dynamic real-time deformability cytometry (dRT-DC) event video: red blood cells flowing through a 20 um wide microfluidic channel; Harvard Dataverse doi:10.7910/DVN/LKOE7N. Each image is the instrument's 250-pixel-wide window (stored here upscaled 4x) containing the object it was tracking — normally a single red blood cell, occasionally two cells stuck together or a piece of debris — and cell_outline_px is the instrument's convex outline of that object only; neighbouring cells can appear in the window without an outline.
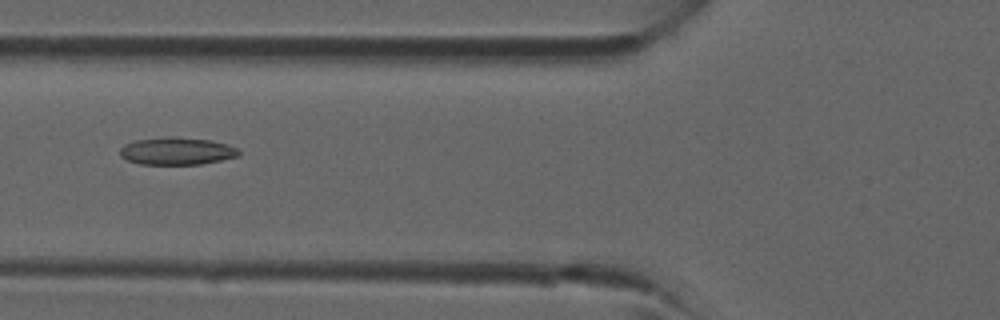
{"species": "common noctule bat (a hibernating species)", "species_latin": "Nyctalus noctula", "temperature_condition": "room temperature", "stored_images_in_passage": 5, "camera_frame_rate_fps": 3000, "um_per_image_px": 0.085, "animal": {"sex": "male", "forearm_length_mm": 52.5}, "frame": {"image": 1, "passage_image": 4, "time_ms": 4.333, "image_size_px": [1000, 320], "cell_outline_px": [[240, 156], [200, 164], [140, 164], [128, 160], [120, 156], [120, 148], [124, 144], [136, 140], [168, 136], [172, 136], [212, 140], [228, 144], [236, 148], [240, 152]], "centroid_in_image_um": [15.03, 12.83], "position_along_channel_um": 110.8, "area_um2": 19.07}}
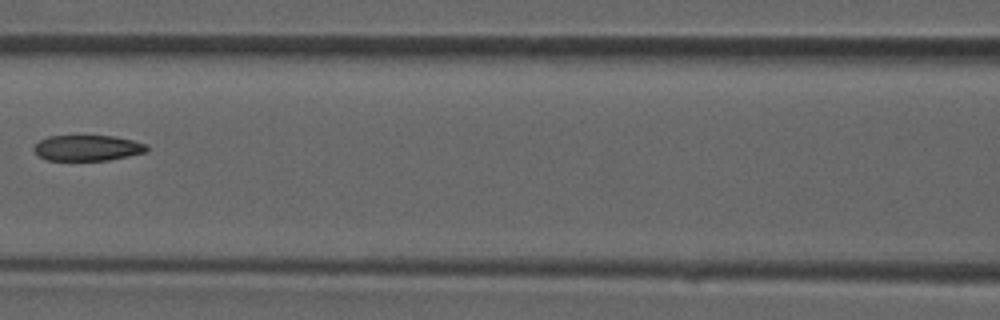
{"frame": {"image": 2, "passage_image": 5, "time_ms": 5.333, "image_size_px": [1000, 320], "cell_outline_px": [[148, 152], [108, 160], [44, 160], [32, 148], [40, 140], [48, 136], [116, 136], [148, 144]], "centroid_in_image_um": [7.47, 12.57], "position_along_channel_um": 159.1, "area_um2": 16.94}}